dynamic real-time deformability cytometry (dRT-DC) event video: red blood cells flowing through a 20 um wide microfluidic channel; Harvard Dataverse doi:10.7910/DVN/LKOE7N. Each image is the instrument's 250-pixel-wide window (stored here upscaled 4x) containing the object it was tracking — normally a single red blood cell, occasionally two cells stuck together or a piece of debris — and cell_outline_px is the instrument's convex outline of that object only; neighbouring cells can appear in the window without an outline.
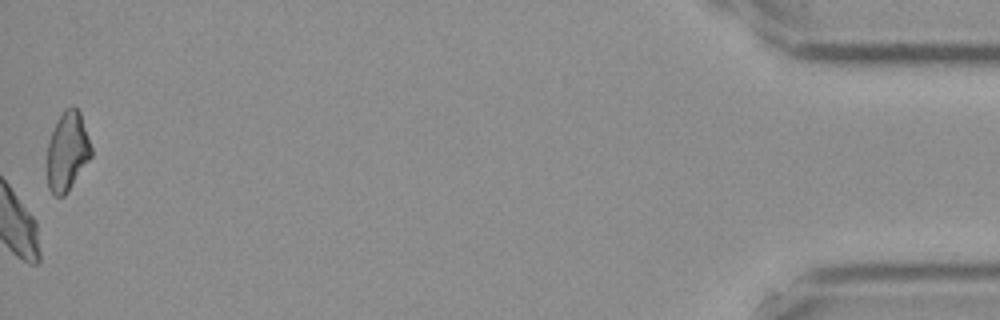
{"species": "Egyptian fruit bat (a non-hibernating species)", "species_latin": "Rousettus aegyptiacus", "temperature_condition": "cold", "stored_images_in_passage": 58, "camera_frame_rate_fps": 3000, "um_per_image_px": 0.085, "frame": {"image": 1, "passage_image": 58, "time_ms": 19.0, "image_size_px": [1000, 320], "cell_outline_px": [[92, 156], [64, 196], [56, 196], [48, 188], [48, 144], [56, 120], [64, 108], [72, 104], [80, 112], [92, 148]], "centroid_in_image_um": [5.74, 12.82], "position_along_channel_um": 429.5, "area_um2": 20.17}}